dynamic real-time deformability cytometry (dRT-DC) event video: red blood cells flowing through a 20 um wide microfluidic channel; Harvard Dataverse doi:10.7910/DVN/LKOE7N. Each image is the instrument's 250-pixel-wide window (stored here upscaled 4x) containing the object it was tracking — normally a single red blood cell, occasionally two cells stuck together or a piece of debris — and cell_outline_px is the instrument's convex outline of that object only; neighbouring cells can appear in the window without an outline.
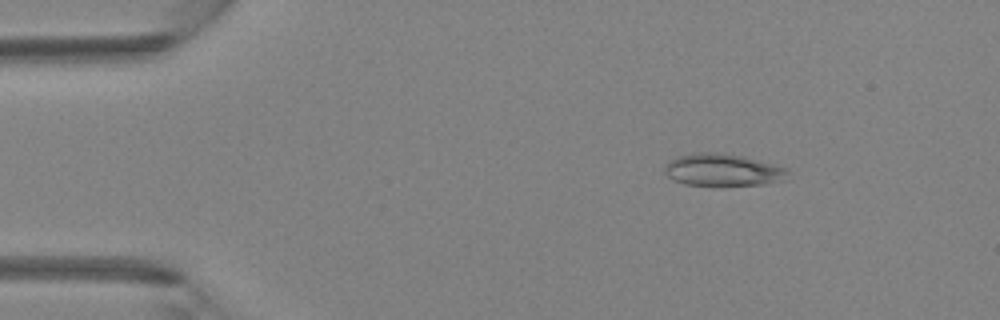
{"species": "Egyptian fruit bat (a non-hibernating species)", "species_latin": "Rousettus aegyptiacus", "temperature_condition": "room temperature", "stored_images_in_passage": 5, "camera_frame_rate_fps": 3000, "um_per_image_px": 0.085, "animal": {"sex": "female"}, "frame": {"image": 1, "passage_image": 2, "time_ms": 0.333, "image_size_px": [1000, 320], "cell_outline_px": [[788, 180], [760, 184], [684, 184], [672, 180], [664, 172], [664, 164], [668, 160], [676, 156], [692, 152], [724, 152], [744, 156], [788, 168]], "centroid_in_image_um": [61.41, 14.41], "position_along_channel_um": 23.6, "area_um2": 23.29}}